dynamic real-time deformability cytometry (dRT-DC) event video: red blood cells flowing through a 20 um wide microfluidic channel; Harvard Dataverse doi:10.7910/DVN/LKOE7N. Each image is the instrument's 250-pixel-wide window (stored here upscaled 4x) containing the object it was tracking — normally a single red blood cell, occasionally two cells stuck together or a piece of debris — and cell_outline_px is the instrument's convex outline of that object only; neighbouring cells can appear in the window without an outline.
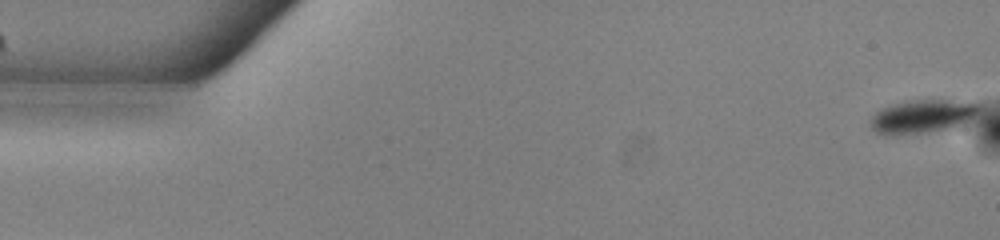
{"species": "common noctule bat (a hibernating species)", "species_latin": "Nyctalus noctula", "temperature_condition": "warm", "stored_images_in_passage": 54, "camera_frame_rate_fps": 3000, "um_per_image_px": 0.085, "animal": {"sex": "male", "body_mass_g": 13.0, "forearm_length_mm": 53.1}, "frame": {"image": 1, "passage_image": 1, "time_ms": 0.0, "image_size_px": [1000, 240], "cell_outline_px": [[980, 108], [968, 120], [956, 128], [892, 136], [888, 136], [876, 132], [872, 128], [868, 120], [880, 108], [904, 100], [976, 100], [980, 104]], "centroid_in_image_um": [78.39, 9.88], "position_along_channel_um": 6.6, "area_um2": 21.68}}
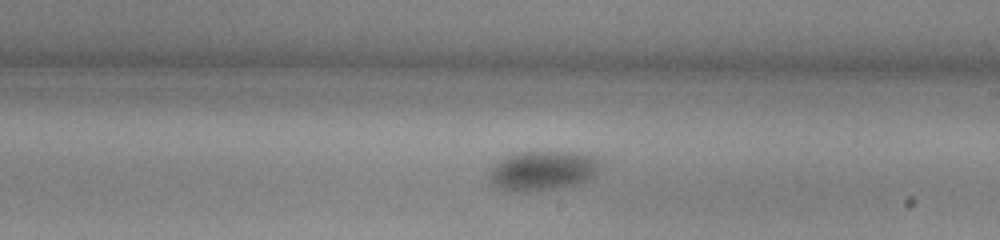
{"frame": {"image": 2, "passage_image": 31, "time_ms": 10.0, "image_size_px": [1000, 240], "cell_outline_px": [[600, 168], [588, 180], [576, 184], [548, 188], [516, 192], [512, 192], [500, 188], [492, 184], [488, 176], [488, 172], [496, 160], [512, 152], [580, 152], [596, 156], [600, 160]], "centroid_in_image_um": [46.08, 14.46], "position_along_channel_um": 242.9, "area_um2": 25.72}}
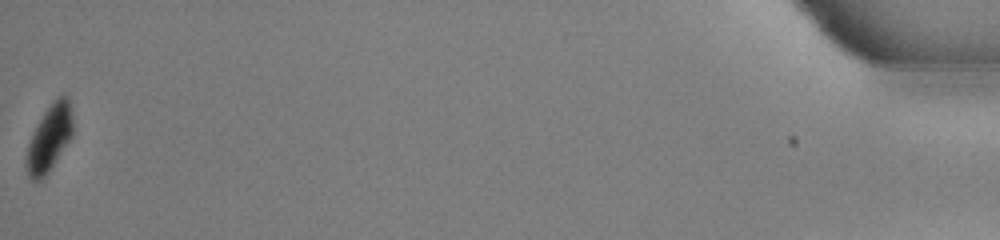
{"frame": {"image": 3, "passage_image": 54, "time_ms": 17.667, "image_size_px": [1000, 240], "cell_outline_px": [[72, 136], [48, 172], [40, 180], [32, 180], [28, 176], [28, 144], [44, 112], [60, 96], [68, 96], [72, 112]], "centroid_in_image_um": [4.24, 11.73], "position_along_channel_um": 431.0, "area_um2": 17.05}, "authors_computed_cell_mechanics": {"area_um2": 24.9407, "velocity_mm_per_s": 3.818, "shape_relaxation_time_tau1_ms": 3.1672, "shape_relaxation_time_tau2_ms": null, "deformation_change_tau1": 0.0614, "deformation_change_tau2": null}}